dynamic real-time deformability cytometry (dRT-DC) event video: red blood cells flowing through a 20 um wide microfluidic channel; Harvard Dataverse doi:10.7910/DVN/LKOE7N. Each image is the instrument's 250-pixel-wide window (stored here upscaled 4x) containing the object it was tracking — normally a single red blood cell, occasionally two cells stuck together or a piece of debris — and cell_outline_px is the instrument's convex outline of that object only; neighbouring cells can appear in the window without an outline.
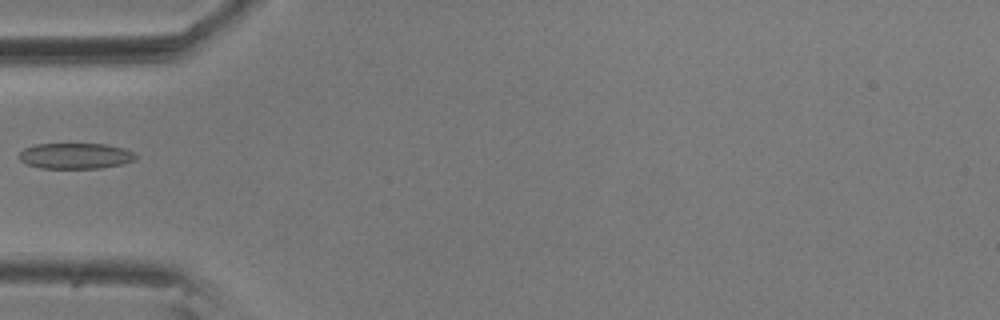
{"species": "common noctule bat (a hibernating species)", "species_latin": "Nyctalus noctula", "temperature_condition": "room temperature", "stored_images_in_passage": 28, "camera_frame_rate_fps": 3000, "um_per_image_px": 0.085, "animal": {"sex": "male", "body_mass_g": 20.5, "forearm_length_mm": 52.5}, "frame": {"image": 1, "passage_image": 1, "time_ms": 0.0, "image_size_px": [1000, 320], "cell_outline_px": [[136, 160], [124, 164], [100, 168], [40, 168], [28, 164], [20, 160], [16, 156], [24, 148], [36, 144], [104, 144], [124, 148], [132, 152], [136, 156]], "centroid_in_image_um": [6.4, 13.25], "position_along_channel_um": 78.6, "area_um2": 17.57}}
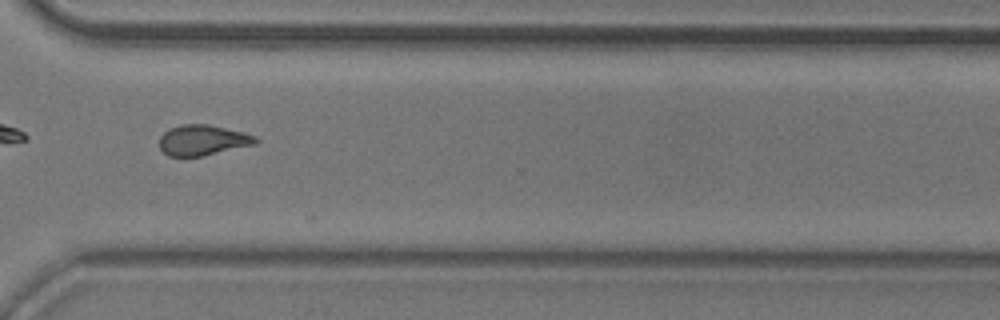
{"frame": {"image": 2, "passage_image": 24, "time_ms": 7.667, "image_size_px": [1000, 320], "cell_outline_px": [[260, 140], [256, 144], [200, 156], [168, 156], [160, 148], [160, 136], [168, 128], [180, 124], [208, 124], [244, 132], [256, 136]], "centroid_in_image_um": [17.23, 11.9], "position_along_channel_um": 353.4, "area_um2": 17.11}}